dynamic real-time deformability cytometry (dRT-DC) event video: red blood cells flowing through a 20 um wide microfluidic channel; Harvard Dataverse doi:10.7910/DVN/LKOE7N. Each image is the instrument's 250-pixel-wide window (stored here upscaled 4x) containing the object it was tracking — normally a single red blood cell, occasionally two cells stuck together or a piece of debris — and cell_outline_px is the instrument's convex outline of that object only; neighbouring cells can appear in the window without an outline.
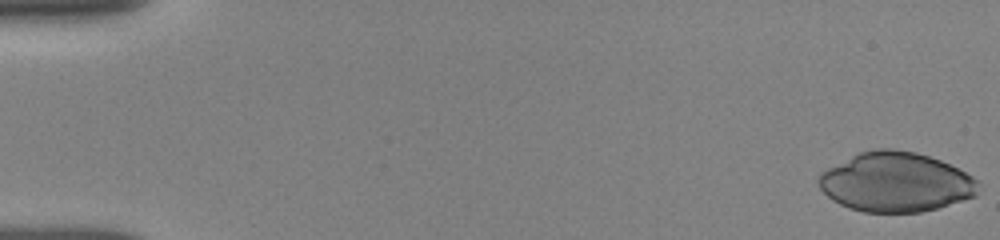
{"species": "human", "species_latin": "Homo sapiens", "temperature_condition": "room temperature", "stored_images_in_passage": 13, "camera_frame_rate_fps": 3000, "um_per_image_px": 0.085, "donor": {"sex": "female"}, "frame": {"image": 1, "passage_image": 1, "time_ms": 0.0, "image_size_px": [1000, 240], "cell_outline_px": [[976, 196], [936, 208], [920, 212], [864, 212], [848, 208], [832, 200], [820, 188], [816, 180], [816, 176], [820, 172], [860, 152], [876, 148], [892, 148], [916, 152], [940, 160], [972, 176], [976, 180]], "centroid_in_image_um": [76.08, 15.48], "position_along_channel_um": 8.9, "area_um2": 55.08}}